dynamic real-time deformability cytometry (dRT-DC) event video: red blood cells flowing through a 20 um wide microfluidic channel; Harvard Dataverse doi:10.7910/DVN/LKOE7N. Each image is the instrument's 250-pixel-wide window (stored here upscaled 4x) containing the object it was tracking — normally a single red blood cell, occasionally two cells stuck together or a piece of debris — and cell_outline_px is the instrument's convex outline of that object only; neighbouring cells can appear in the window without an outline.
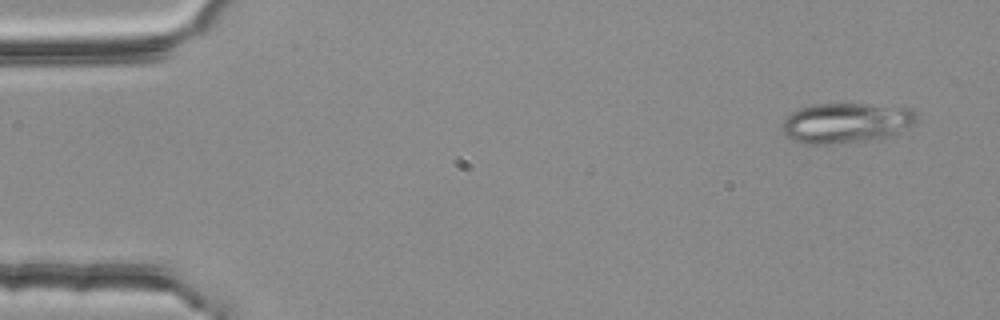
{"species": "common noctule bat (a hibernating species)", "species_latin": "Nyctalus noctula", "temperature_condition": "room temperature", "stored_images_in_passage": 3, "camera_frame_rate_fps": 3000, "um_per_image_px": 0.085, "animal": {"sex": "female", "body_mass_g": 25.1}, "frame": {"image": 1, "passage_image": 1, "time_ms": 0.0, "image_size_px": [1000, 320], "cell_outline_px": [[916, 120], [912, 124], [888, 136], [864, 140], [824, 144], [804, 144], [792, 140], [780, 128], [784, 120], [792, 112], [800, 108], [816, 104], [864, 104], [912, 108], [916, 112]], "centroid_in_image_um": [71.87, 10.43], "position_along_channel_um": 13.1, "area_um2": 30.87}}